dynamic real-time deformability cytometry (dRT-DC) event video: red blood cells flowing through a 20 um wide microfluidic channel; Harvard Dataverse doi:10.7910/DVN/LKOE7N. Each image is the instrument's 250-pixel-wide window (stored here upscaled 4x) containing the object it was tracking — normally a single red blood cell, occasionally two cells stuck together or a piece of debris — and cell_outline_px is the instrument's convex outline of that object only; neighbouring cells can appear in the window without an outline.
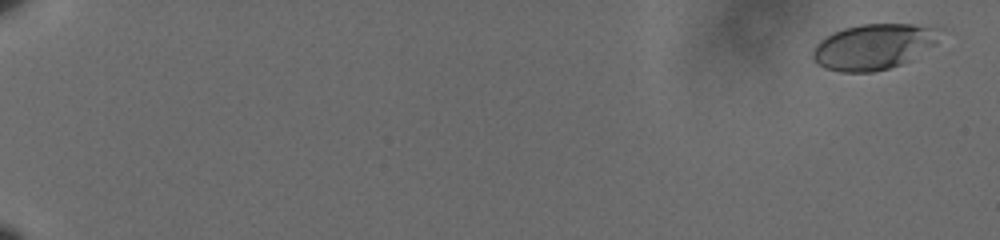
{"species": "human", "species_latin": "Homo sapiens", "temperature_condition": "cold", "stored_images_in_passage": 23, "camera_frame_rate_fps": 3000, "um_per_image_px": 0.085, "donor": {"sex": "male"}, "frame": {"image": 1, "passage_image": 3, "time_ms": 0.667, "image_size_px": [1000, 240], "cell_outline_px": [[940, 28], [936, 44], [912, 60], [888, 68], [872, 72], [840, 72], [824, 68], [816, 64], [812, 56], [812, 52], [816, 44], [820, 40], [832, 32], [844, 28], [860, 24], [912, 24]], "centroid_in_image_um": [74.23, 3.97], "position_along_channel_um": 10.8, "area_um2": 33.93}}
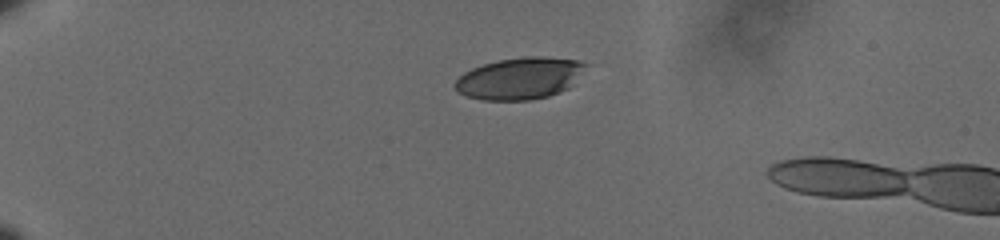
{"frame": {"image": 2, "passage_image": 18, "time_ms": 5.667, "image_size_px": [1000, 240], "cell_outline_px": [[588, 64], [568, 88], [560, 92], [548, 96], [528, 100], [484, 100], [464, 96], [456, 92], [452, 88], [452, 84], [464, 72], [472, 68], [484, 64], [500, 60], [524, 56], [544, 56], [576, 60]], "centroid_in_image_um": [44.11, 6.66], "position_along_channel_um": 40.9, "area_um2": 31.85}}